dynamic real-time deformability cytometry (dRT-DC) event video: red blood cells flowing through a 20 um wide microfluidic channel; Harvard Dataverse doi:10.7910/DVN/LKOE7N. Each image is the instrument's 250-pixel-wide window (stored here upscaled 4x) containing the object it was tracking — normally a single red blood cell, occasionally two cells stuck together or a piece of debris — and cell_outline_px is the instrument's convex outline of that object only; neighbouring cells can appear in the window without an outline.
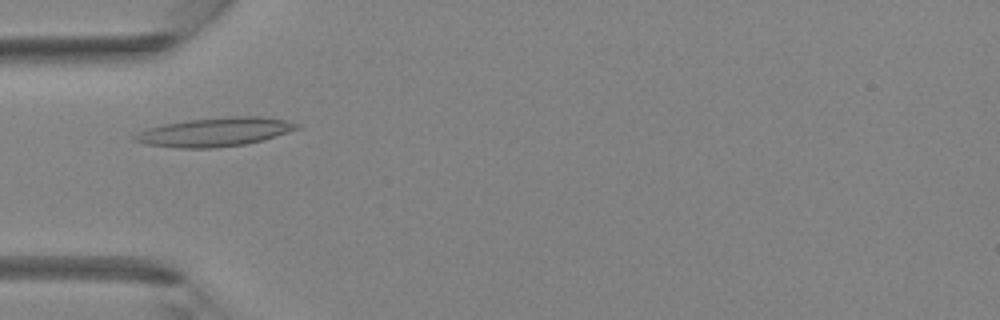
{"species": "Egyptian fruit bat (a non-hibernating species)", "species_latin": "Rousettus aegyptiacus", "temperature_condition": "room temperature", "stored_images_in_passage": 41, "camera_frame_rate_fps": 3000, "um_per_image_px": 0.085, "animal": {"sex": "female"}, "frame": {"image": 1, "passage_image": 12, "time_ms": 3.667, "image_size_px": [1000, 320], "cell_outline_px": [[304, 124], [300, 128], [260, 140], [244, 144], [212, 148], [176, 148], [144, 144], [132, 140], [132, 136], [148, 128], [164, 124], [188, 120], [228, 116], [260, 116], [288, 120]], "centroid_in_image_um": [18.27, 11.21], "position_along_channel_um": 66.7, "area_um2": 27.22}}
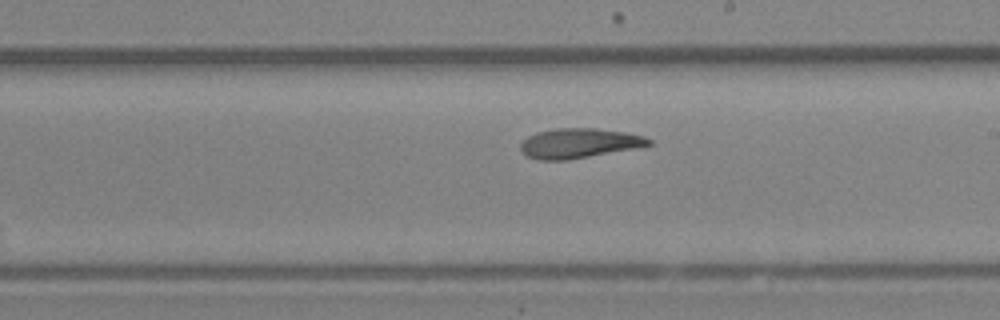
{"frame": {"image": 2, "passage_image": 23, "time_ms": 7.333, "image_size_px": [1000, 320], "cell_outline_px": [[652, 144], [640, 148], [568, 160], [540, 160], [528, 156], [520, 148], [520, 144], [528, 136], [536, 132], [556, 128], [596, 128], [624, 132], [644, 136], [652, 140]], "centroid_in_image_um": [49.26, 12.17], "position_along_channel_um": 239.7, "area_um2": 22.37}}
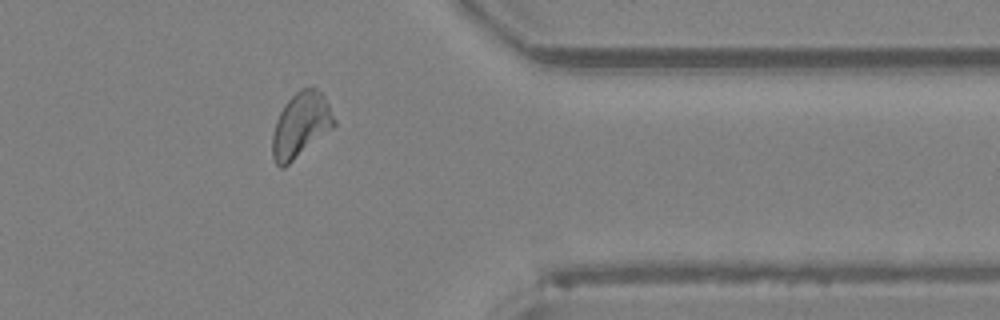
{"frame": {"image": 3, "passage_image": 33, "time_ms": 10.667, "image_size_px": [1000, 320], "cell_outline_px": [[336, 124], [332, 128], [284, 168], [280, 168], [276, 164], [272, 156], [272, 136], [276, 120], [284, 104], [300, 88], [308, 84], [316, 88], [324, 96], [336, 120]], "centroid_in_image_um": [25.55, 10.6], "position_along_channel_um": 385.8, "area_um2": 23.35}}